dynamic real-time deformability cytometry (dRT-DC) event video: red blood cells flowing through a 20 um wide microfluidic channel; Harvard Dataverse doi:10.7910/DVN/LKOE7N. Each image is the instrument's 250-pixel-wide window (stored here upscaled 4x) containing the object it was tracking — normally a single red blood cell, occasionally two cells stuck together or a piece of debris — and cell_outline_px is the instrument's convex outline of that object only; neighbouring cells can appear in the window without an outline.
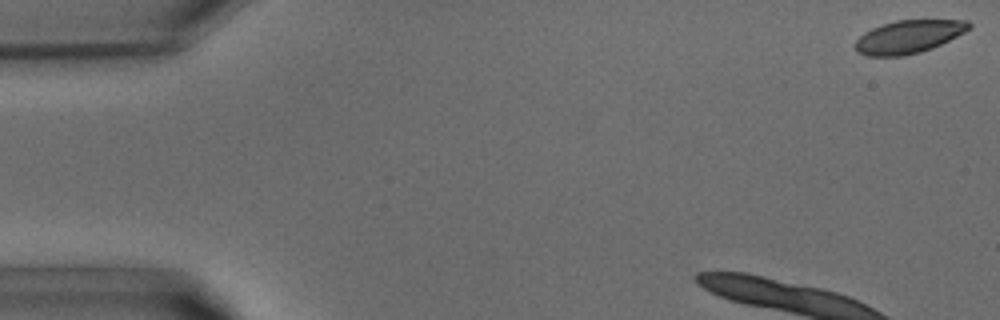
{"species": "common noctule bat (a hibernating species)", "species_latin": "Nyctalus noctula", "temperature_condition": "warm", "stored_images_in_passage": 8, "camera_frame_rate_fps": 3000, "um_per_image_px": 0.085, "animal": {"sex": "male", "body_mass_g": 15.6}, "frame": {"image": 1, "passage_image": 1, "time_ms": 0.0, "image_size_px": [1000, 320], "cell_outline_px": [[972, 28], [932, 48], [920, 52], [904, 56], [868, 56], [856, 52], [856, 40], [864, 32], [880, 24], [896, 20], [968, 20], [972, 24]], "centroid_in_image_um": [77.22, 3.11], "position_along_channel_um": 7.8, "area_um2": 21.91}}